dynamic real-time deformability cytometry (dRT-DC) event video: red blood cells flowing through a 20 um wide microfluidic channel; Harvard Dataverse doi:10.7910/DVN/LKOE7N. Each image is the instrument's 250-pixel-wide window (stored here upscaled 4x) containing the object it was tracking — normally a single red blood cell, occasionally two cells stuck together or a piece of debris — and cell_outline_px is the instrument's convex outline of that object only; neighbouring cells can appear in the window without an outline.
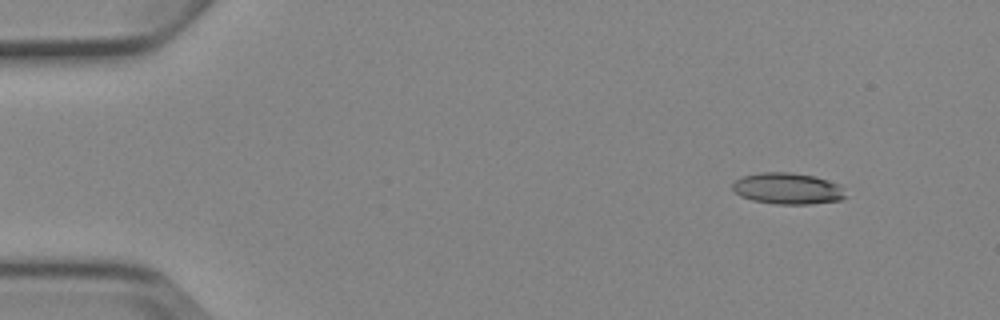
{"species": "Egyptian fruit bat (a non-hibernating species)", "species_latin": "Rousettus aegyptiacus", "temperature_condition": "cold", "stored_images_in_passage": 4, "camera_frame_rate_fps": 3000, "um_per_image_px": 0.085, "animal": {"sex": "female"}, "frame": {"image": 1, "passage_image": 1, "time_ms": 0.0, "image_size_px": [1000, 320], "cell_outline_px": [[848, 196], [840, 200], [812, 204], [776, 204], [752, 200], [740, 196], [732, 188], [732, 184], [736, 180], [744, 176], [760, 172], [788, 172], [816, 176], [840, 184], [844, 188]], "centroid_in_image_um": [67.0, 16.03], "position_along_channel_um": 18.0, "area_um2": 20.87}}